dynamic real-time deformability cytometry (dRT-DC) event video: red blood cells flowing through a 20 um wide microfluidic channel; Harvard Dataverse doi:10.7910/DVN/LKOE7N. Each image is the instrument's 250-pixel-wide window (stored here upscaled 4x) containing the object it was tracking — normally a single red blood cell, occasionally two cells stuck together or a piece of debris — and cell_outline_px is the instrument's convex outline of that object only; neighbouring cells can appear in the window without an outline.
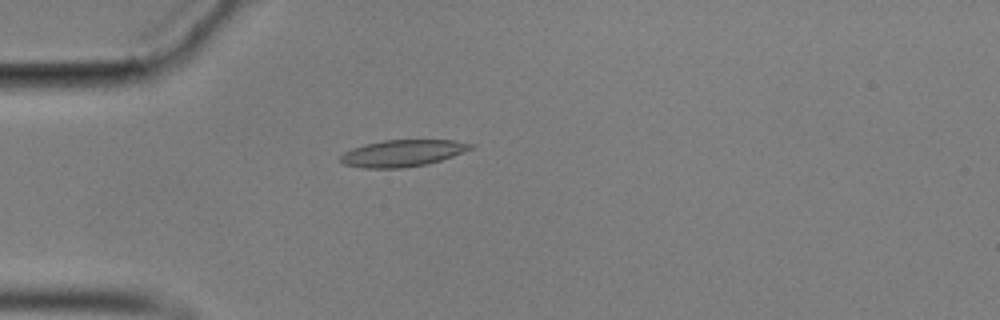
{"species": "common noctule bat (a hibernating species)", "species_latin": "Nyctalus noctula", "temperature_condition": "cold", "stored_images_in_passage": 44, "camera_frame_rate_fps": 3000, "um_per_image_px": 0.085, "animal": {"sex": "male", "body_mass_g": 17.9}, "frame": {"image": 1, "passage_image": 3, "time_ms": 0.667, "image_size_px": [1000, 320], "cell_outline_px": [[476, 144], [472, 148], [452, 156], [428, 164], [400, 168], [364, 168], [344, 164], [340, 160], [340, 156], [344, 152], [352, 148], [364, 144], [384, 140], [452, 140]], "centroid_in_image_um": [34.2, 13.02], "position_along_channel_um": 50.8, "area_um2": 20.17}}
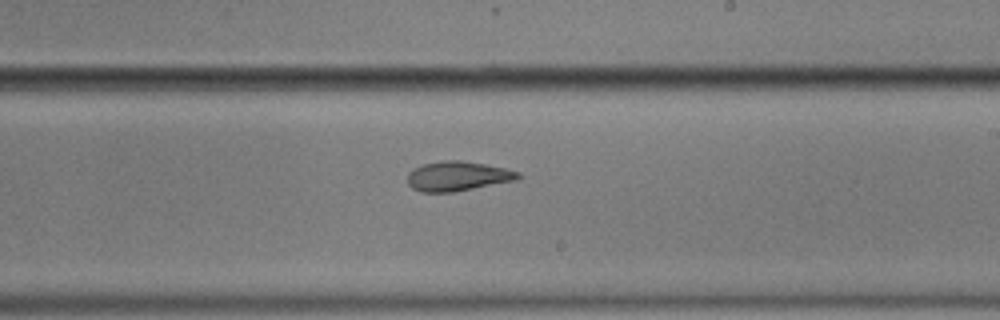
{"frame": {"image": 2, "passage_image": 21, "time_ms": 6.667, "image_size_px": [1000, 320], "cell_outline_px": [[524, 176], [516, 180], [452, 192], [420, 192], [412, 188], [408, 184], [408, 172], [424, 164], [440, 160], [460, 160], [484, 164], [504, 168], [520, 172]], "centroid_in_image_um": [38.91, 14.97], "position_along_channel_um": 250.1, "area_um2": 19.02}}
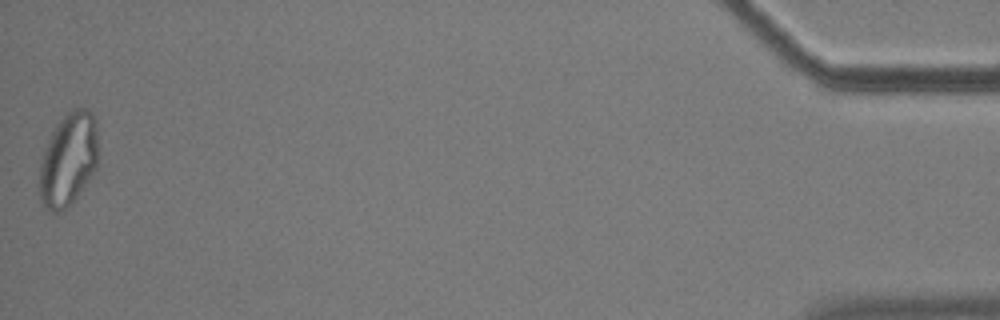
{"frame": {"image": 3, "passage_image": 44, "time_ms": 14.333, "image_size_px": [1000, 320], "cell_outline_px": [[100, 156], [96, 168], [92, 176], [76, 196], [64, 208], [56, 212], [52, 212], [40, 200], [40, 164], [48, 140], [56, 124], [72, 108], [88, 108], [92, 112], [96, 120]], "centroid_in_image_um": [5.87, 13.48], "position_along_channel_um": 429.3, "area_um2": 31.96}, "authors_computed_cell_mechanics": {"area_um2": 19.9988, "velocity_mm_per_s": 3.5086, "shape_relaxation_time_tau1_ms": 5.7097, "shape_relaxation_time_tau2_ms": 2.2814, "deformation_change_tau1": 0.1627, "deformation_change_tau2": 0.0815}}